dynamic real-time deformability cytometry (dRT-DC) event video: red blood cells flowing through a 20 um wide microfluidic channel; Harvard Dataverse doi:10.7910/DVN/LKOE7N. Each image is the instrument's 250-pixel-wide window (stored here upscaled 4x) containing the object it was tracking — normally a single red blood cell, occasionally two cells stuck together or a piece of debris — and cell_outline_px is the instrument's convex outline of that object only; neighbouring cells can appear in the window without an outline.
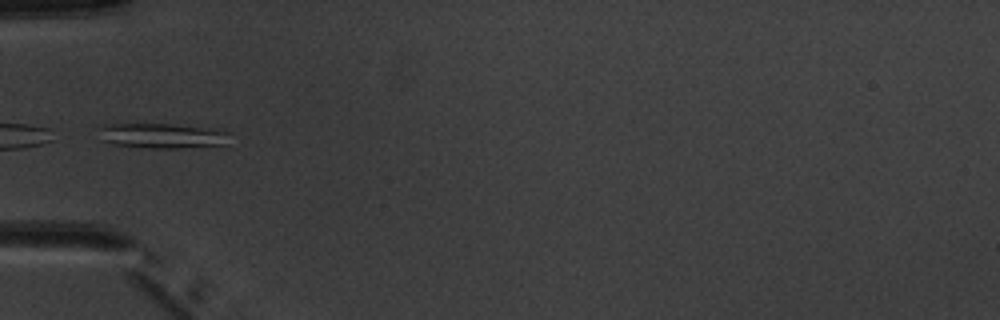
{"species": "common noctule bat (a hibernating species)", "species_latin": "Nyctalus noctula", "temperature_condition": "warm", "stored_images_in_passage": 2, "camera_frame_rate_fps": 3000, "um_per_image_px": 0.085, "animal": {"sex": "male", "body_mass_g": 20.1, "forearm_length_mm": 53.5}, "frame": {"image": 1, "passage_image": 2, "time_ms": 1.333, "image_size_px": [1000, 320], "cell_outline_px": [[228, 132], [224, 144], [180, 148], [148, 148], [112, 144], [100, 140], [96, 128], [104, 124], [168, 124], [224, 128]], "centroid_in_image_um": [13.72, 11.52], "position_along_channel_um": 71.3, "area_um2": 19.42}}